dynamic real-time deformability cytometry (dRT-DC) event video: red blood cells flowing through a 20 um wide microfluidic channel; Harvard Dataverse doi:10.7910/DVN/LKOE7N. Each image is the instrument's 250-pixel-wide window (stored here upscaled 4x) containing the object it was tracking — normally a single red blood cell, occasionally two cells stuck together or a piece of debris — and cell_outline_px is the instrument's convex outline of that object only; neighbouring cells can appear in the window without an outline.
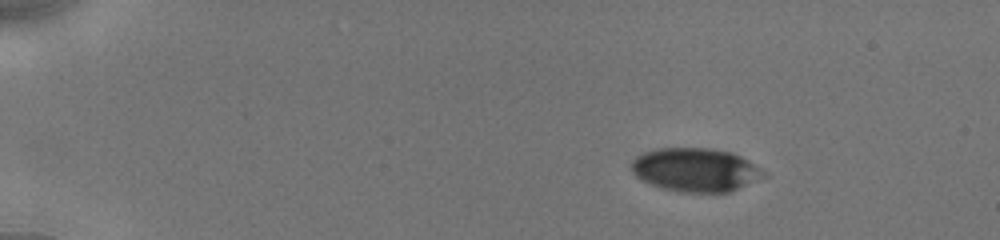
{"species": "human", "species_latin": "Homo sapiens", "temperature_condition": "cold", "stored_images_in_passage": 6, "camera_frame_rate_fps": 3000, "um_per_image_px": 0.085, "donor": {"sex": "male"}, "frame": {"image": 1, "passage_image": 1, "time_ms": 0.0, "image_size_px": [1000, 240], "cell_outline_px": [[768, 176], [728, 192], [680, 192], [660, 188], [636, 176], [632, 172], [632, 160], [636, 156], [644, 152], [656, 148], [708, 148], [732, 152], [756, 164], [768, 172]], "centroid_in_image_um": [59.16, 14.43], "position_along_channel_um": 25.8, "area_um2": 33.76}}
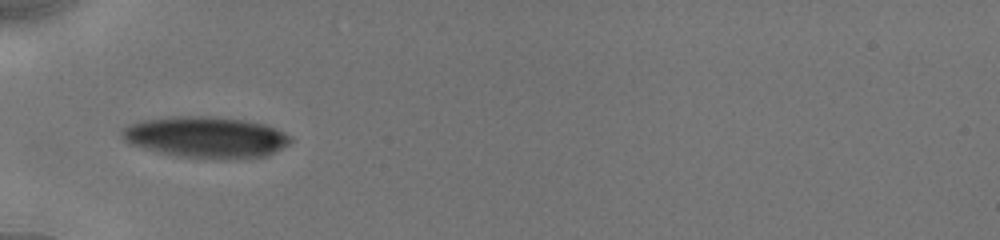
{"frame": {"image": 2, "passage_image": 5, "time_ms": 3.667, "image_size_px": [1000, 240], "cell_outline_px": [[292, 140], [288, 144], [268, 156], [180, 156], [160, 152], [128, 144], [120, 136], [120, 132], [124, 128], [132, 124], [144, 120], [172, 116], [212, 116], [244, 120], [264, 124], [284, 132], [292, 136]], "centroid_in_image_um": [17.47, 11.61], "position_along_channel_um": 67.5, "area_um2": 39.36}}